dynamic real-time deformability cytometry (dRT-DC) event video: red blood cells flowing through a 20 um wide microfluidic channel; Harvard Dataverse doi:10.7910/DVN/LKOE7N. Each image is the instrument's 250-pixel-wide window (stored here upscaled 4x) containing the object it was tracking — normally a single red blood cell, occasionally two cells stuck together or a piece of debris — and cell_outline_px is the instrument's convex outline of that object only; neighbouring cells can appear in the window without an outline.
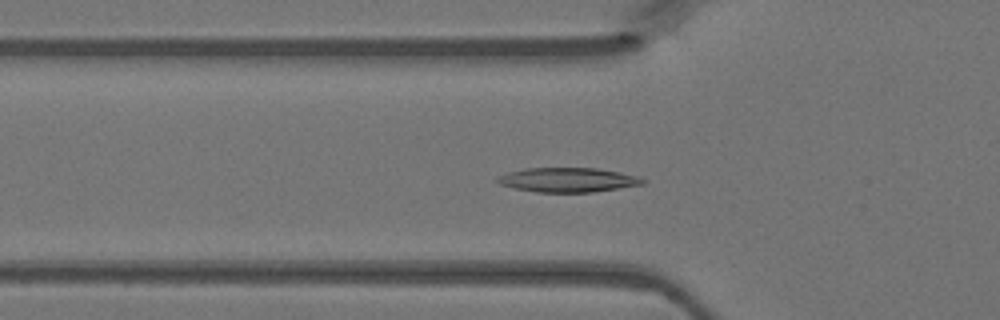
{"species": "Egyptian fruit bat (a non-hibernating species)", "species_latin": "Rousettus aegyptiacus", "temperature_condition": "warm", "stored_images_in_passage": 41, "segment_of_instrument_passage": [1, 2], "camera_frame_rate_fps": 3000, "um_per_image_px": 0.085, "animal": {"sex": "female"}, "frame": {"image": 1, "passage_image": 9, "time_ms": 2.667, "image_size_px": [1000, 320], "cell_outline_px": [[648, 180], [644, 184], [592, 192], [536, 192], [516, 188], [500, 184], [496, 180], [500, 176], [508, 172], [524, 168], [596, 168], [620, 172], [640, 176]], "centroid_in_image_um": [48.33, 15.28], "position_along_channel_um": 77.5, "area_um2": 20.63}}
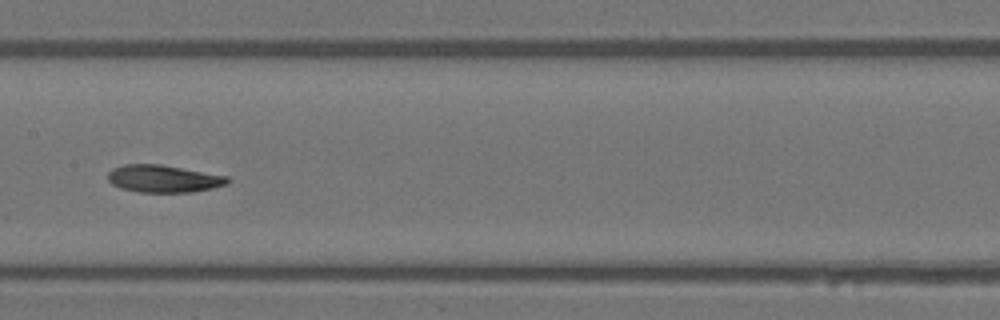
{"frame": {"image": 2, "passage_image": 17, "time_ms": 5.333, "image_size_px": [1000, 320], "cell_outline_px": [[232, 180], [228, 184], [212, 188], [192, 192], [140, 192], [120, 188], [112, 184], [108, 180], [108, 172], [112, 168], [124, 164], [160, 164], [228, 176]], "centroid_in_image_um": [13.91, 15.19], "position_along_channel_um": 193.5, "area_um2": 19.19}}
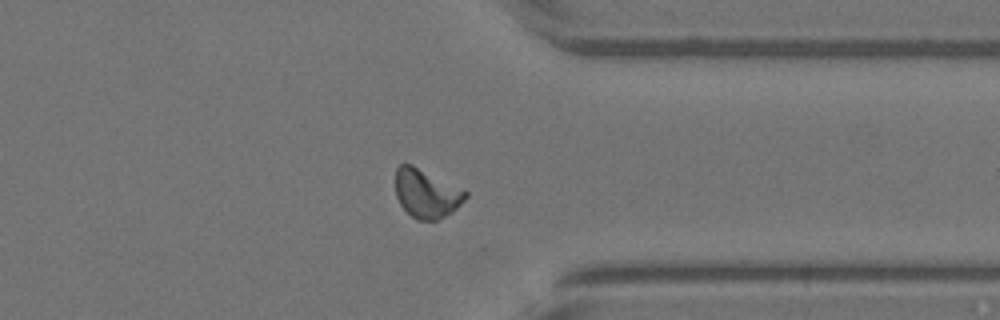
{"frame": {"image": 3, "passage_image": 30, "time_ms": 9.667, "image_size_px": [1000, 320], "cell_outline_px": [[468, 196], [452, 212], [436, 220], [416, 220], [400, 204], [396, 196], [396, 168], [400, 164], [412, 164], [468, 192]], "centroid_in_image_um": [36.23, 16.44], "position_along_channel_um": 375.2, "area_um2": 19.59}}